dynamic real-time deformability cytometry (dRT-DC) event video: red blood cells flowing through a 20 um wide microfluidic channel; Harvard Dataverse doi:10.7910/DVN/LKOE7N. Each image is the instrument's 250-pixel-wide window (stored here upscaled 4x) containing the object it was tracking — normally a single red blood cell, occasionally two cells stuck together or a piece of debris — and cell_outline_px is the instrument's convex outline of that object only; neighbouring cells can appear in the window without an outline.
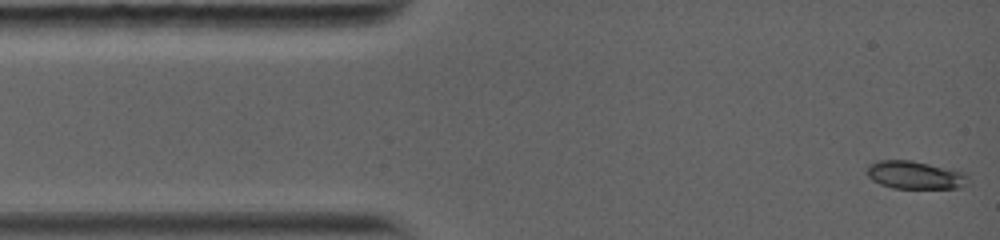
{"species": "common noctule bat (a hibernating species)", "species_latin": "Nyctalus noctula", "temperature_condition": "warm", "stored_images_in_passage": 42, "camera_frame_rate_fps": 5000, "um_per_image_px": 0.085, "animal": {"sex": "female", "body_mass_g": 19.0, "forearm_length_mm": 56.7}, "frame": {"image": 1, "passage_image": 1, "time_ms": 0.0, "image_size_px": [1000, 240], "cell_outline_px": [[964, 176], [960, 188], [892, 188], [880, 184], [872, 180], [864, 172], [868, 164], [876, 160], [912, 160], [964, 172]], "centroid_in_image_um": [77.61, 14.86], "position_along_channel_um": 7.4, "area_um2": 16.24}}
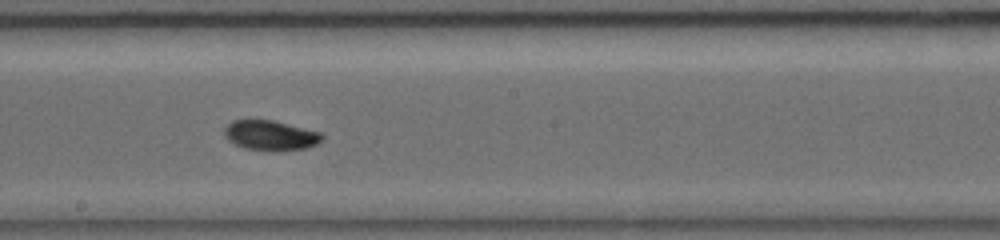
{"frame": {"image": 2, "passage_image": 19, "time_ms": 7.2, "image_size_px": [1000, 240], "cell_outline_px": [[324, 140], [308, 148], [276, 152], [264, 152], [244, 148], [232, 144], [224, 136], [224, 128], [228, 124], [236, 120], [272, 120], [320, 132], [324, 136]], "centroid_in_image_um": [22.99, 11.55], "position_along_channel_um": 225.2, "area_um2": 17.46}}
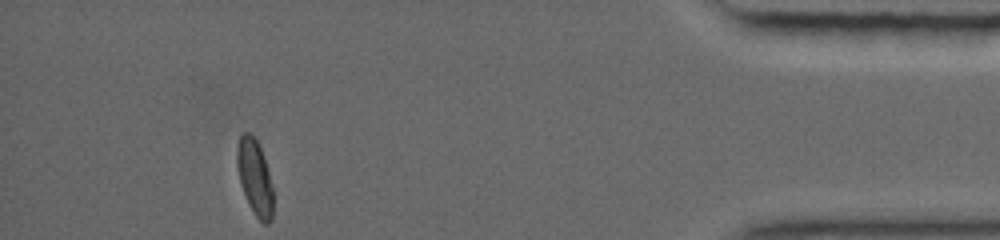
{"frame": {"image": 3, "passage_image": 42, "time_ms": 13.4, "image_size_px": [1000, 240], "cell_outline_px": [[272, 220], [268, 224], [264, 224], [256, 216], [248, 204], [240, 184], [236, 160], [236, 156], [240, 136], [244, 132], [248, 132], [256, 140], [260, 148], [268, 172], [272, 188]], "centroid_in_image_um": [21.64, 15.11], "position_along_channel_um": 413.6, "area_um2": 15.55}, "authors_computed_cell_mechanics": {"area_um2": 16.2418, "velocity_mm_per_s": 4.0635, "shape_relaxation_time_tau1_ms": 7.1006, "shape_relaxation_time_tau2_ms": 1.8758, "deformation_change_tau1": 0.1958, "deformation_change_tau2": 0.032}}